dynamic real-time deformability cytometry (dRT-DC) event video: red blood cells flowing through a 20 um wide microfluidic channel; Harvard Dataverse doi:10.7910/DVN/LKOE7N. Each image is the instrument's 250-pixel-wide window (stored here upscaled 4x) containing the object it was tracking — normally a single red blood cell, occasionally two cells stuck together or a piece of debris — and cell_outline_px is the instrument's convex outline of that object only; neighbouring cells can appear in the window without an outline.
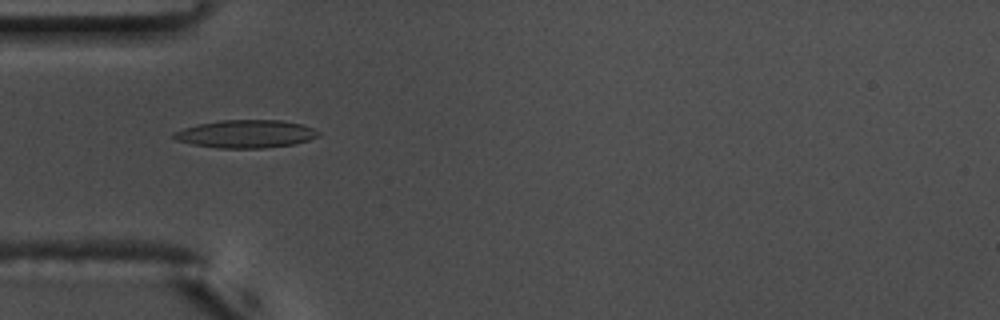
{"species": "common noctule bat (a hibernating species)", "species_latin": "Nyctalus noctula", "temperature_condition": "warm", "stored_images_in_passage": 54, "camera_frame_rate_fps": 3000, "um_per_image_px": 0.085, "animal": {"sex": "male", "body_mass_g": 17.5, "forearm_length_mm": 52.3}, "frame": {"image": 1, "passage_image": 16, "time_ms": 5.0, "image_size_px": [1000, 320], "cell_outline_px": [[320, 136], [296, 144], [264, 148], [216, 148], [192, 144], [176, 140], [172, 136], [172, 132], [184, 128], [200, 124], [220, 120], [280, 120], [300, 124], [312, 128], [320, 132]], "centroid_in_image_um": [20.9, 11.39], "position_along_channel_um": 64.1, "area_um2": 23.52}, "authors_computed_cell_mechanics": {"area_um2": 21.964, "velocity_mm_per_s": 3.6559, "shape_relaxation_time_tau1_ms": 4.2058, "shape_relaxation_time_tau2_ms": 2.061, "deformation_change_tau1": 0.1841, "deformation_change_tau2": 0.1151}}